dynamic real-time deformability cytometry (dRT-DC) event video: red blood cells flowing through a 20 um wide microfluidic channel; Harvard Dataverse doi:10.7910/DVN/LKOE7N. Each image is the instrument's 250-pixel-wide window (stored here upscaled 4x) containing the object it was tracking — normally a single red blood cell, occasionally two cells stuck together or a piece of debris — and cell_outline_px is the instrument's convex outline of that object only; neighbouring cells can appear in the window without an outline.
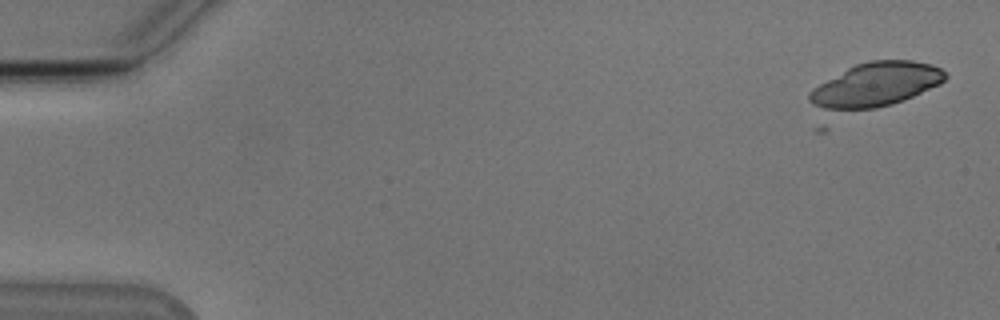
{"species": "Egyptian fruit bat (a non-hibernating species)", "species_latin": "Rousettus aegyptiacus", "temperature_condition": "cold", "stored_images_in_passage": 2, "camera_frame_rate_fps": 3000, "um_per_image_px": 0.085, "animal": {"sex": "male"}, "frame": {"image": 1, "passage_image": 2, "time_ms": 0.333, "image_size_px": [1000, 320], "cell_outline_px": [[948, 76], [940, 84], [904, 100], [892, 104], [876, 108], [824, 108], [812, 104], [808, 100], [808, 92], [812, 88], [848, 68], [856, 64], [868, 60], [912, 60], [932, 64], [940, 68]], "centroid_in_image_um": [74.48, 7.16], "position_along_channel_um": 10.5, "area_um2": 34.28}}